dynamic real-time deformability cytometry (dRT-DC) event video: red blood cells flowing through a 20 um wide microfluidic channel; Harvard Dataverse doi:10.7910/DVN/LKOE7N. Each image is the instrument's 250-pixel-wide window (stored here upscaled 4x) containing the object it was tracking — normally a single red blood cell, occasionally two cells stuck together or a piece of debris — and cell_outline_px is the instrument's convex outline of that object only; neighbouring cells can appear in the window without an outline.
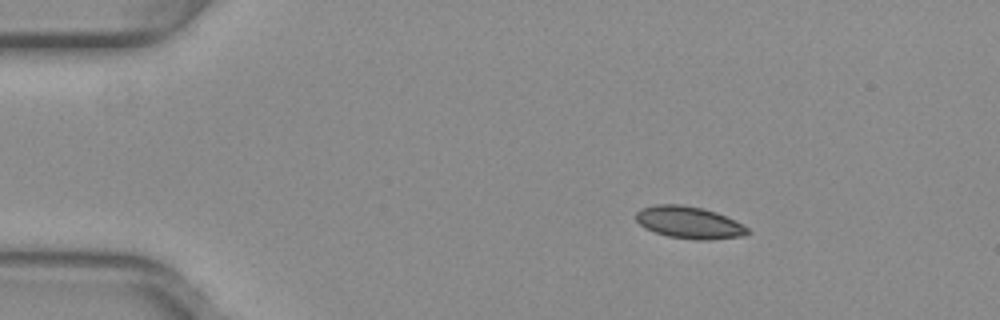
{"species": "common noctule bat (a hibernating species)", "species_latin": "Nyctalus noctula", "temperature_condition": "warm", "stored_images_in_passage": 33, "camera_frame_rate_fps": 3000, "um_per_image_px": 0.085, "animal": {"sex": "female", "body_mass_g": 29.2, "forearm_length_mm": 56.3}, "frame": {"image": 1, "passage_image": 1, "time_ms": 0.0, "image_size_px": [1000, 320], "cell_outline_px": [[752, 232], [744, 236], [712, 240], [696, 240], [668, 236], [644, 228], [636, 220], [636, 212], [640, 208], [656, 204], [680, 204], [704, 208], [716, 212], [748, 228]], "centroid_in_image_um": [58.56, 18.91], "position_along_channel_um": 26.4, "area_um2": 20.92}}
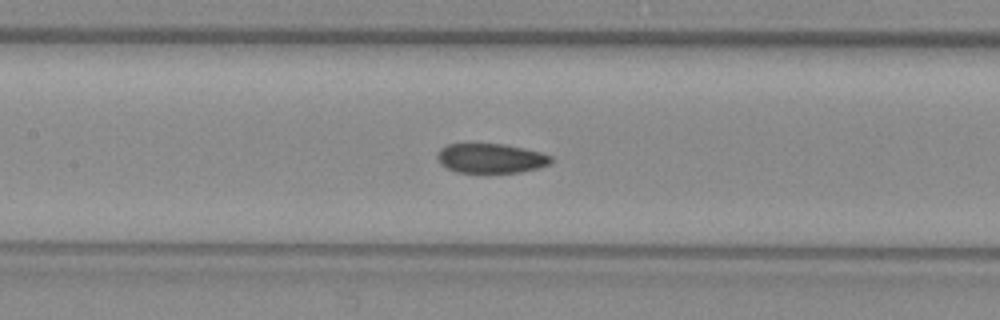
{"frame": {"image": 2, "passage_image": 17, "time_ms": 5.333, "image_size_px": [1000, 320], "cell_outline_px": [[552, 160], [548, 164], [536, 168], [520, 172], [456, 172], [440, 164], [436, 156], [440, 148], [448, 144], [504, 144], [524, 148], [540, 152], [552, 156]], "centroid_in_image_um": [41.69, 13.45], "position_along_channel_um": 165.7, "area_um2": 19.42}}
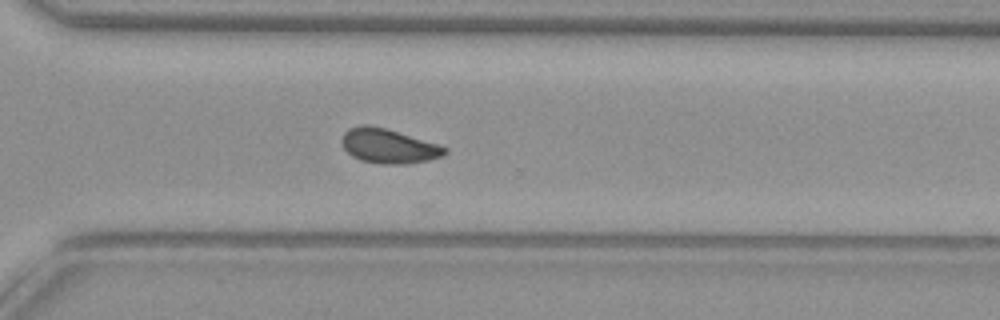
{"frame": {"image": 3, "passage_image": 30, "time_ms": 9.667, "image_size_px": [1000, 320], "cell_outline_px": [[448, 152], [440, 156], [428, 160], [404, 164], [380, 164], [360, 160], [352, 156], [344, 148], [344, 132], [348, 128], [364, 124], [384, 128], [440, 144], [448, 148]], "centroid_in_image_um": [33.06, 12.42], "position_along_channel_um": 337.5, "area_um2": 20.46}}